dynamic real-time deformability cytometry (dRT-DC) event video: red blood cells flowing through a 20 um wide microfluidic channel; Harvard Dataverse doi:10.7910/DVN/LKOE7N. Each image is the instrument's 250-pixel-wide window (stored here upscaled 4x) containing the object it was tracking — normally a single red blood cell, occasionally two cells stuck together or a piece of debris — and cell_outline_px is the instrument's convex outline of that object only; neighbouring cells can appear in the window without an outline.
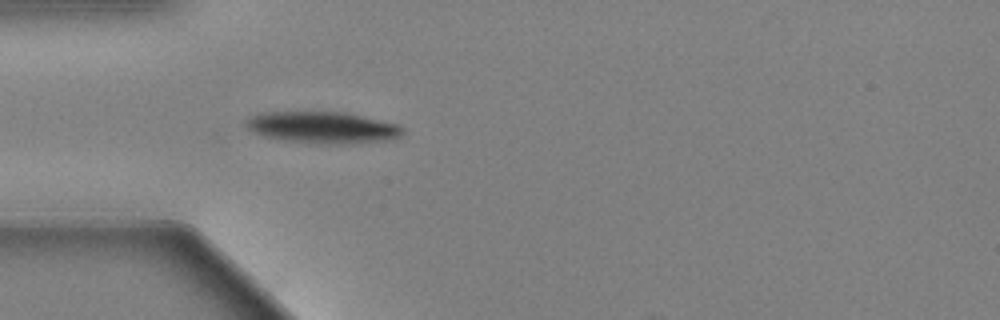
{"species": "Egyptian fruit bat (a non-hibernating species)", "species_latin": "Rousettus aegyptiacus", "temperature_condition": "warm", "stored_images_in_passage": 38, "camera_frame_rate_fps": 3000, "um_per_image_px": 0.085, "animal": {"sex": "female"}, "frame": {"image": 1, "passage_image": 1, "time_ms": 0.0, "image_size_px": [1000, 320], "cell_outline_px": [[404, 132], [400, 136], [392, 140], [352, 144], [316, 144], [284, 140], [264, 136], [248, 128], [248, 120], [252, 116], [268, 112], [344, 112], [396, 124], [404, 128]], "centroid_in_image_um": [27.51, 10.86], "position_along_channel_um": 57.5, "area_um2": 28.67}}
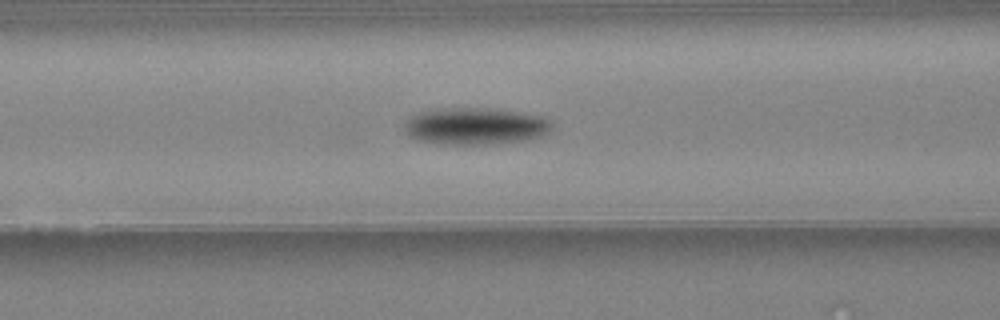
{"frame": {"image": 2, "passage_image": 7, "time_ms": 2.0, "image_size_px": [1000, 320], "cell_outline_px": [[552, 128], [548, 132], [540, 136], [528, 140], [496, 144], [436, 144], [416, 140], [404, 128], [404, 124], [416, 112], [436, 108], [492, 108], [544, 116], [552, 124]], "centroid_in_image_um": [40.4, 10.72], "position_along_channel_um": 126.2, "area_um2": 32.02}}
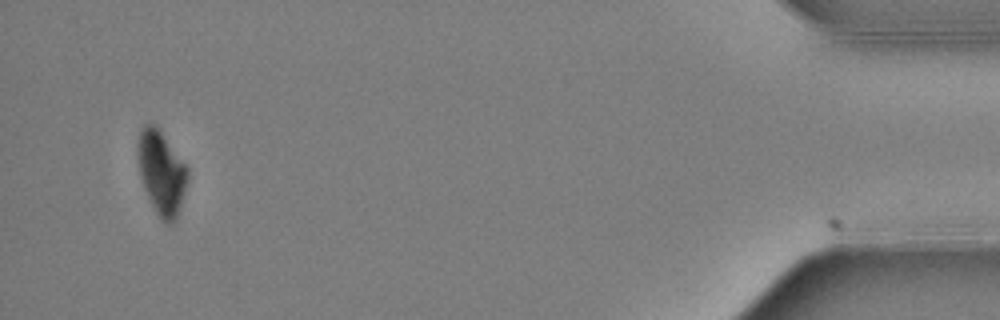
{"frame": {"image": 3, "passage_image": 38, "time_ms": 12.333, "image_size_px": [1000, 320], "cell_outline_px": [[188, 176], [176, 220], [172, 224], [168, 224], [160, 220], [144, 188], [140, 176], [136, 156], [136, 144], [140, 128], [144, 124], [152, 120], [156, 124], [188, 168]], "centroid_in_image_um": [13.68, 14.61], "position_along_channel_um": 421.5, "area_um2": 24.62}}